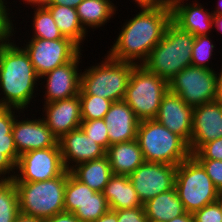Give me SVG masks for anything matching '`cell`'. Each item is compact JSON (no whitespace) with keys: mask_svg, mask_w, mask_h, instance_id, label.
<instances>
[{"mask_svg":"<svg viewBox=\"0 0 222 222\" xmlns=\"http://www.w3.org/2000/svg\"><path fill=\"white\" fill-rule=\"evenodd\" d=\"M194 222H221L220 197L217 201L204 206L193 213Z\"/></svg>","mask_w":222,"mask_h":222,"instance_id":"obj_35","label":"cell"},{"mask_svg":"<svg viewBox=\"0 0 222 222\" xmlns=\"http://www.w3.org/2000/svg\"><path fill=\"white\" fill-rule=\"evenodd\" d=\"M85 50H81L71 61L58 66L51 72L40 77L39 94L43 99L38 102L50 103L57 100L74 97L80 92L82 56ZM81 67H80V66ZM80 67V68H79ZM43 85V86H42ZM43 89V90H42Z\"/></svg>","mask_w":222,"mask_h":222,"instance_id":"obj_11","label":"cell"},{"mask_svg":"<svg viewBox=\"0 0 222 222\" xmlns=\"http://www.w3.org/2000/svg\"><path fill=\"white\" fill-rule=\"evenodd\" d=\"M168 86L193 108L218 100L216 70L190 65L168 81Z\"/></svg>","mask_w":222,"mask_h":222,"instance_id":"obj_10","label":"cell"},{"mask_svg":"<svg viewBox=\"0 0 222 222\" xmlns=\"http://www.w3.org/2000/svg\"><path fill=\"white\" fill-rule=\"evenodd\" d=\"M148 222H159V221L148 220Z\"/></svg>","mask_w":222,"mask_h":222,"instance_id":"obj_52","label":"cell"},{"mask_svg":"<svg viewBox=\"0 0 222 222\" xmlns=\"http://www.w3.org/2000/svg\"><path fill=\"white\" fill-rule=\"evenodd\" d=\"M82 120L103 119L113 101L94 95H87L81 88L79 92Z\"/></svg>","mask_w":222,"mask_h":222,"instance_id":"obj_32","label":"cell"},{"mask_svg":"<svg viewBox=\"0 0 222 222\" xmlns=\"http://www.w3.org/2000/svg\"><path fill=\"white\" fill-rule=\"evenodd\" d=\"M101 57V61L94 59L95 63L90 61L92 64L82 69L80 88L87 95L103 97L113 102L123 101L136 64L114 60L107 54Z\"/></svg>","mask_w":222,"mask_h":222,"instance_id":"obj_4","label":"cell"},{"mask_svg":"<svg viewBox=\"0 0 222 222\" xmlns=\"http://www.w3.org/2000/svg\"><path fill=\"white\" fill-rule=\"evenodd\" d=\"M175 189L185 212L191 214L221 196L203 166L192 155L177 165Z\"/></svg>","mask_w":222,"mask_h":222,"instance_id":"obj_7","label":"cell"},{"mask_svg":"<svg viewBox=\"0 0 222 222\" xmlns=\"http://www.w3.org/2000/svg\"><path fill=\"white\" fill-rule=\"evenodd\" d=\"M95 193L96 191L77 180L70 171H68L64 195L65 212L74 213L79 206L91 198Z\"/></svg>","mask_w":222,"mask_h":222,"instance_id":"obj_30","label":"cell"},{"mask_svg":"<svg viewBox=\"0 0 222 222\" xmlns=\"http://www.w3.org/2000/svg\"><path fill=\"white\" fill-rule=\"evenodd\" d=\"M50 11L55 24L58 26L64 37L71 39L75 42L82 50L84 48L85 41H88L90 34L82 27L76 8H71L63 5H45ZM85 40V41H84Z\"/></svg>","mask_w":222,"mask_h":222,"instance_id":"obj_26","label":"cell"},{"mask_svg":"<svg viewBox=\"0 0 222 222\" xmlns=\"http://www.w3.org/2000/svg\"><path fill=\"white\" fill-rule=\"evenodd\" d=\"M66 171L59 147L27 151L20 155L13 182H39Z\"/></svg>","mask_w":222,"mask_h":222,"instance_id":"obj_12","label":"cell"},{"mask_svg":"<svg viewBox=\"0 0 222 222\" xmlns=\"http://www.w3.org/2000/svg\"><path fill=\"white\" fill-rule=\"evenodd\" d=\"M70 173L96 192H103L113 175L107 155L80 163L73 167Z\"/></svg>","mask_w":222,"mask_h":222,"instance_id":"obj_24","label":"cell"},{"mask_svg":"<svg viewBox=\"0 0 222 222\" xmlns=\"http://www.w3.org/2000/svg\"><path fill=\"white\" fill-rule=\"evenodd\" d=\"M44 222H81L73 213L62 212L44 219Z\"/></svg>","mask_w":222,"mask_h":222,"instance_id":"obj_42","label":"cell"},{"mask_svg":"<svg viewBox=\"0 0 222 222\" xmlns=\"http://www.w3.org/2000/svg\"><path fill=\"white\" fill-rule=\"evenodd\" d=\"M58 145L67 171L80 163L106 155V150L87 136L81 127L62 135L58 139Z\"/></svg>","mask_w":222,"mask_h":222,"instance_id":"obj_19","label":"cell"},{"mask_svg":"<svg viewBox=\"0 0 222 222\" xmlns=\"http://www.w3.org/2000/svg\"><path fill=\"white\" fill-rule=\"evenodd\" d=\"M148 220L168 222L185 213L176 189L163 192L143 204Z\"/></svg>","mask_w":222,"mask_h":222,"instance_id":"obj_25","label":"cell"},{"mask_svg":"<svg viewBox=\"0 0 222 222\" xmlns=\"http://www.w3.org/2000/svg\"><path fill=\"white\" fill-rule=\"evenodd\" d=\"M114 2V0H83L76 7L79 21L88 34L91 30L93 32L99 29L102 30L108 22L110 23L111 20L115 19L114 16L116 17L119 13V6L116 5L119 4H117V1L116 4Z\"/></svg>","mask_w":222,"mask_h":222,"instance_id":"obj_21","label":"cell"},{"mask_svg":"<svg viewBox=\"0 0 222 222\" xmlns=\"http://www.w3.org/2000/svg\"><path fill=\"white\" fill-rule=\"evenodd\" d=\"M216 7L214 6V8L212 7L211 11L213 13V15H222V0H217L216 1Z\"/></svg>","mask_w":222,"mask_h":222,"instance_id":"obj_50","label":"cell"},{"mask_svg":"<svg viewBox=\"0 0 222 222\" xmlns=\"http://www.w3.org/2000/svg\"><path fill=\"white\" fill-rule=\"evenodd\" d=\"M192 118L193 107L187 105L177 94L168 90L163 96L154 119L172 133L180 136L189 145L192 135Z\"/></svg>","mask_w":222,"mask_h":222,"instance_id":"obj_18","label":"cell"},{"mask_svg":"<svg viewBox=\"0 0 222 222\" xmlns=\"http://www.w3.org/2000/svg\"><path fill=\"white\" fill-rule=\"evenodd\" d=\"M113 174L129 176L143 162V154L137 139L115 143L106 151Z\"/></svg>","mask_w":222,"mask_h":222,"instance_id":"obj_22","label":"cell"},{"mask_svg":"<svg viewBox=\"0 0 222 222\" xmlns=\"http://www.w3.org/2000/svg\"><path fill=\"white\" fill-rule=\"evenodd\" d=\"M81 129L106 151L109 148L108 128L103 119L82 120Z\"/></svg>","mask_w":222,"mask_h":222,"instance_id":"obj_34","label":"cell"},{"mask_svg":"<svg viewBox=\"0 0 222 222\" xmlns=\"http://www.w3.org/2000/svg\"><path fill=\"white\" fill-rule=\"evenodd\" d=\"M130 2L133 3L135 2L134 6L137 7V9H140V8H156L161 5L169 3V0H132Z\"/></svg>","mask_w":222,"mask_h":222,"instance_id":"obj_43","label":"cell"},{"mask_svg":"<svg viewBox=\"0 0 222 222\" xmlns=\"http://www.w3.org/2000/svg\"><path fill=\"white\" fill-rule=\"evenodd\" d=\"M195 36L182 30L171 21L160 42L142 64L149 72L170 81L176 74L191 65Z\"/></svg>","mask_w":222,"mask_h":222,"instance_id":"obj_3","label":"cell"},{"mask_svg":"<svg viewBox=\"0 0 222 222\" xmlns=\"http://www.w3.org/2000/svg\"><path fill=\"white\" fill-rule=\"evenodd\" d=\"M68 171L56 178L39 182H14L19 210L26 216L46 219L65 212L64 195Z\"/></svg>","mask_w":222,"mask_h":222,"instance_id":"obj_6","label":"cell"},{"mask_svg":"<svg viewBox=\"0 0 222 222\" xmlns=\"http://www.w3.org/2000/svg\"><path fill=\"white\" fill-rule=\"evenodd\" d=\"M22 110L9 107H0V154L7 155L16 165L20 155L18 154L12 128L16 116Z\"/></svg>","mask_w":222,"mask_h":222,"instance_id":"obj_28","label":"cell"},{"mask_svg":"<svg viewBox=\"0 0 222 222\" xmlns=\"http://www.w3.org/2000/svg\"><path fill=\"white\" fill-rule=\"evenodd\" d=\"M220 207H221V214H222V193H221V196H220ZM222 222V220H221Z\"/></svg>","mask_w":222,"mask_h":222,"instance_id":"obj_51","label":"cell"},{"mask_svg":"<svg viewBox=\"0 0 222 222\" xmlns=\"http://www.w3.org/2000/svg\"><path fill=\"white\" fill-rule=\"evenodd\" d=\"M94 222H118L117 213L116 211L109 209L105 214L100 216Z\"/></svg>","mask_w":222,"mask_h":222,"instance_id":"obj_45","label":"cell"},{"mask_svg":"<svg viewBox=\"0 0 222 222\" xmlns=\"http://www.w3.org/2000/svg\"><path fill=\"white\" fill-rule=\"evenodd\" d=\"M195 159H211L222 161V137L203 144L191 154Z\"/></svg>","mask_w":222,"mask_h":222,"instance_id":"obj_36","label":"cell"},{"mask_svg":"<svg viewBox=\"0 0 222 222\" xmlns=\"http://www.w3.org/2000/svg\"><path fill=\"white\" fill-rule=\"evenodd\" d=\"M83 0H48L46 5H65L76 8Z\"/></svg>","mask_w":222,"mask_h":222,"instance_id":"obj_44","label":"cell"},{"mask_svg":"<svg viewBox=\"0 0 222 222\" xmlns=\"http://www.w3.org/2000/svg\"><path fill=\"white\" fill-rule=\"evenodd\" d=\"M14 23L12 37L19 42L20 45H23L22 47L28 53L39 78L58 66L71 61L82 50L75 42L67 37L57 40H45L41 38L25 39L24 36H22L23 38L19 36L17 38L16 35L19 32L20 35H22L21 31H19L22 30V26L17 28L16 25L19 23L17 20H14ZM20 38H22V40ZM23 39L25 40L23 41Z\"/></svg>","mask_w":222,"mask_h":222,"instance_id":"obj_9","label":"cell"},{"mask_svg":"<svg viewBox=\"0 0 222 222\" xmlns=\"http://www.w3.org/2000/svg\"><path fill=\"white\" fill-rule=\"evenodd\" d=\"M205 169L215 187L222 193V161L211 159H196Z\"/></svg>","mask_w":222,"mask_h":222,"instance_id":"obj_37","label":"cell"},{"mask_svg":"<svg viewBox=\"0 0 222 222\" xmlns=\"http://www.w3.org/2000/svg\"><path fill=\"white\" fill-rule=\"evenodd\" d=\"M213 35L214 34L195 36L191 55V65L216 70L214 66L217 62L214 64L212 60L215 59L216 61L217 57L215 58L214 56L217 55L215 52L218 49L215 44L216 42L213 40L215 35Z\"/></svg>","mask_w":222,"mask_h":222,"instance_id":"obj_29","label":"cell"},{"mask_svg":"<svg viewBox=\"0 0 222 222\" xmlns=\"http://www.w3.org/2000/svg\"><path fill=\"white\" fill-rule=\"evenodd\" d=\"M16 174V164L4 154H0V180H11Z\"/></svg>","mask_w":222,"mask_h":222,"instance_id":"obj_41","label":"cell"},{"mask_svg":"<svg viewBox=\"0 0 222 222\" xmlns=\"http://www.w3.org/2000/svg\"><path fill=\"white\" fill-rule=\"evenodd\" d=\"M136 139L146 162L177 166L191 155L188 144L155 119L139 122Z\"/></svg>","mask_w":222,"mask_h":222,"instance_id":"obj_5","label":"cell"},{"mask_svg":"<svg viewBox=\"0 0 222 222\" xmlns=\"http://www.w3.org/2000/svg\"><path fill=\"white\" fill-rule=\"evenodd\" d=\"M103 192H96L73 213L81 222H94L109 210Z\"/></svg>","mask_w":222,"mask_h":222,"instance_id":"obj_33","label":"cell"},{"mask_svg":"<svg viewBox=\"0 0 222 222\" xmlns=\"http://www.w3.org/2000/svg\"><path fill=\"white\" fill-rule=\"evenodd\" d=\"M21 2L19 3L20 5H23L24 6V9L22 10V11H20L19 10V8H22L20 5L19 6H14V5H16L17 4V0L15 1H13V3H12V1H11V3H10V0H5V3H6V5H7V10H8V13H9V15H10V17L11 18H13V20H16V18L18 19V18H20V17H15V15H17L18 13H19V16H21V18L22 19H24L25 20V17H22V15H20V13L21 12H23L24 10H25V7L26 8H28L29 10L31 9L30 7H40V6H45L46 4H47V2H48V0H20ZM15 2V3H14ZM13 6H12V5ZM10 5V6H9ZM26 5V6H25ZM28 5V6H27ZM30 5V6H29ZM12 6V7H11ZM19 7V8H18ZM13 8H17L18 10H19V12H18V10H12ZM13 11V12H12ZM16 11L18 12V13H16ZM11 12V13H10ZM14 14V15H13ZM15 18V19H14Z\"/></svg>","mask_w":222,"mask_h":222,"instance_id":"obj_40","label":"cell"},{"mask_svg":"<svg viewBox=\"0 0 222 222\" xmlns=\"http://www.w3.org/2000/svg\"><path fill=\"white\" fill-rule=\"evenodd\" d=\"M14 222H44V219L19 214Z\"/></svg>","mask_w":222,"mask_h":222,"instance_id":"obj_49","label":"cell"},{"mask_svg":"<svg viewBox=\"0 0 222 222\" xmlns=\"http://www.w3.org/2000/svg\"><path fill=\"white\" fill-rule=\"evenodd\" d=\"M103 120L108 128L109 146L137 138L140 120L124 100L113 102Z\"/></svg>","mask_w":222,"mask_h":222,"instance_id":"obj_20","label":"cell"},{"mask_svg":"<svg viewBox=\"0 0 222 222\" xmlns=\"http://www.w3.org/2000/svg\"><path fill=\"white\" fill-rule=\"evenodd\" d=\"M20 214L18 193L11 180H0V222H14Z\"/></svg>","mask_w":222,"mask_h":222,"instance_id":"obj_31","label":"cell"},{"mask_svg":"<svg viewBox=\"0 0 222 222\" xmlns=\"http://www.w3.org/2000/svg\"><path fill=\"white\" fill-rule=\"evenodd\" d=\"M103 194L111 210L133 209L143 206L128 176L113 174Z\"/></svg>","mask_w":222,"mask_h":222,"instance_id":"obj_23","label":"cell"},{"mask_svg":"<svg viewBox=\"0 0 222 222\" xmlns=\"http://www.w3.org/2000/svg\"><path fill=\"white\" fill-rule=\"evenodd\" d=\"M222 137V101L216 100L193 108L190 153L203 144Z\"/></svg>","mask_w":222,"mask_h":222,"instance_id":"obj_15","label":"cell"},{"mask_svg":"<svg viewBox=\"0 0 222 222\" xmlns=\"http://www.w3.org/2000/svg\"><path fill=\"white\" fill-rule=\"evenodd\" d=\"M39 81L28 53L11 37L0 47V107L39 108Z\"/></svg>","mask_w":222,"mask_h":222,"instance_id":"obj_2","label":"cell"},{"mask_svg":"<svg viewBox=\"0 0 222 222\" xmlns=\"http://www.w3.org/2000/svg\"><path fill=\"white\" fill-rule=\"evenodd\" d=\"M13 24L5 0H0V47L12 37Z\"/></svg>","mask_w":222,"mask_h":222,"instance_id":"obj_38","label":"cell"},{"mask_svg":"<svg viewBox=\"0 0 222 222\" xmlns=\"http://www.w3.org/2000/svg\"><path fill=\"white\" fill-rule=\"evenodd\" d=\"M134 10L131 12L136 13H131L130 18L128 15L124 23L120 24L121 28L117 27L118 35L113 38L109 50L105 51L114 60L142 65L172 21V9L170 3H167L156 8Z\"/></svg>","mask_w":222,"mask_h":222,"instance_id":"obj_1","label":"cell"},{"mask_svg":"<svg viewBox=\"0 0 222 222\" xmlns=\"http://www.w3.org/2000/svg\"><path fill=\"white\" fill-rule=\"evenodd\" d=\"M33 11L30 10L29 13H25L27 15L28 19L31 18V22L29 29L30 33L32 34H26L22 31L23 35L28 38H41L45 40H57L64 38L61 31L59 30L58 26L55 24V21L52 17V14L45 6L40 7H31ZM32 14V16H31ZM30 15V16H29ZM25 33V34H24ZM27 35V36H26ZM32 36V37H31Z\"/></svg>","mask_w":222,"mask_h":222,"instance_id":"obj_27","label":"cell"},{"mask_svg":"<svg viewBox=\"0 0 222 222\" xmlns=\"http://www.w3.org/2000/svg\"><path fill=\"white\" fill-rule=\"evenodd\" d=\"M176 168L170 164L144 161L128 176L142 204L175 188Z\"/></svg>","mask_w":222,"mask_h":222,"instance_id":"obj_14","label":"cell"},{"mask_svg":"<svg viewBox=\"0 0 222 222\" xmlns=\"http://www.w3.org/2000/svg\"><path fill=\"white\" fill-rule=\"evenodd\" d=\"M25 112H28V110H22L16 116L12 128L14 144L18 154L21 155L27 151L48 147H59L58 138L47 127L41 118L42 115L40 114V117L36 118L39 115L37 111H35L36 114L32 110H29L26 114Z\"/></svg>","mask_w":222,"mask_h":222,"instance_id":"obj_13","label":"cell"},{"mask_svg":"<svg viewBox=\"0 0 222 222\" xmlns=\"http://www.w3.org/2000/svg\"><path fill=\"white\" fill-rule=\"evenodd\" d=\"M221 68L215 67L216 68V74H217V99L219 101H222V60L220 62ZM219 68V69H218ZM219 71V72H218Z\"/></svg>","mask_w":222,"mask_h":222,"instance_id":"obj_46","label":"cell"},{"mask_svg":"<svg viewBox=\"0 0 222 222\" xmlns=\"http://www.w3.org/2000/svg\"><path fill=\"white\" fill-rule=\"evenodd\" d=\"M215 30L219 37H221L222 33V15H213V31Z\"/></svg>","mask_w":222,"mask_h":222,"instance_id":"obj_47","label":"cell"},{"mask_svg":"<svg viewBox=\"0 0 222 222\" xmlns=\"http://www.w3.org/2000/svg\"><path fill=\"white\" fill-rule=\"evenodd\" d=\"M168 81L136 65L130 75L124 101L141 120L154 119L168 92Z\"/></svg>","mask_w":222,"mask_h":222,"instance_id":"obj_8","label":"cell"},{"mask_svg":"<svg viewBox=\"0 0 222 222\" xmlns=\"http://www.w3.org/2000/svg\"><path fill=\"white\" fill-rule=\"evenodd\" d=\"M41 117L52 133L59 139L62 135L80 127L81 108L79 94L68 98L57 100L50 103H42Z\"/></svg>","mask_w":222,"mask_h":222,"instance_id":"obj_17","label":"cell"},{"mask_svg":"<svg viewBox=\"0 0 222 222\" xmlns=\"http://www.w3.org/2000/svg\"><path fill=\"white\" fill-rule=\"evenodd\" d=\"M115 211L117 213L118 222H148L143 206Z\"/></svg>","mask_w":222,"mask_h":222,"instance_id":"obj_39","label":"cell"},{"mask_svg":"<svg viewBox=\"0 0 222 222\" xmlns=\"http://www.w3.org/2000/svg\"><path fill=\"white\" fill-rule=\"evenodd\" d=\"M168 222H194L193 214L185 212L181 216L175 217Z\"/></svg>","mask_w":222,"mask_h":222,"instance_id":"obj_48","label":"cell"},{"mask_svg":"<svg viewBox=\"0 0 222 222\" xmlns=\"http://www.w3.org/2000/svg\"><path fill=\"white\" fill-rule=\"evenodd\" d=\"M169 3L172 21L182 30L194 36L214 34L213 13L208 4L206 7V3L199 0H169Z\"/></svg>","mask_w":222,"mask_h":222,"instance_id":"obj_16","label":"cell"}]
</instances>
